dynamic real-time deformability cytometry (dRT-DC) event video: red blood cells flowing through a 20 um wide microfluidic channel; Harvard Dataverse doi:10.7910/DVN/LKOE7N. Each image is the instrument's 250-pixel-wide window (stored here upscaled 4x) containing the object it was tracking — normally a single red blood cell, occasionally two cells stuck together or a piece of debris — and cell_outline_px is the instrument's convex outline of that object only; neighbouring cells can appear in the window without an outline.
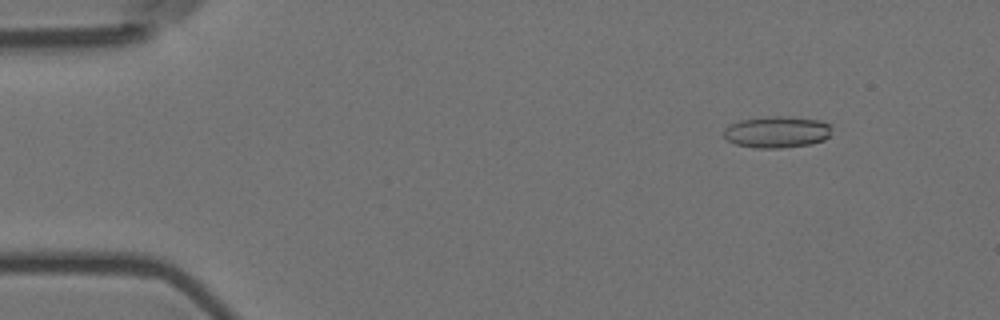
{"species": "Egyptian fruit bat (a non-hibernating species)", "species_latin": "Rousettus aegyptiacus", "temperature_condition": "room temperature", "stored_images_in_passage": 6, "camera_frame_rate_fps": 3000, "um_per_image_px": 0.085, "animal": {"sex": "female"}, "frame": {"image": 1, "passage_image": 2, "time_ms": 0.333, "image_size_px": [1000, 320], "cell_outline_px": [[832, 128], [828, 136], [824, 140], [812, 144], [780, 148], [756, 148], [736, 144], [728, 140], [724, 136], [724, 128], [728, 124], [740, 120], [768, 116], [788, 116], [820, 120], [828, 124]], "centroid_in_image_um": [66.03, 11.21], "position_along_channel_um": 19.0, "area_um2": 20.0}}
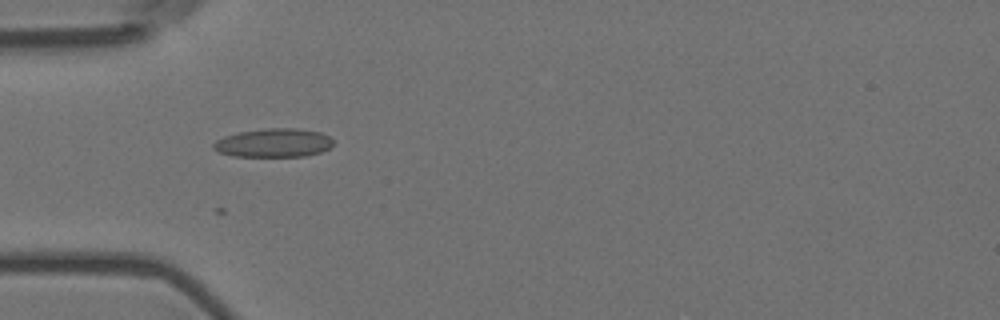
{"frame": {"image": 2, "passage_image": 5, "time_ms": 1.333, "image_size_px": [1000, 320], "cell_outline_px": [[332, 144], [328, 148], [320, 152], [304, 156], [232, 156], [220, 152], [212, 148], [212, 144], [216, 140], [224, 136], [240, 132], [268, 128], [296, 128], [320, 132], [328, 136], [332, 140]], "centroid_in_image_um": [23.23, 12.14], "position_along_channel_um": 61.8, "area_um2": 19.83}}
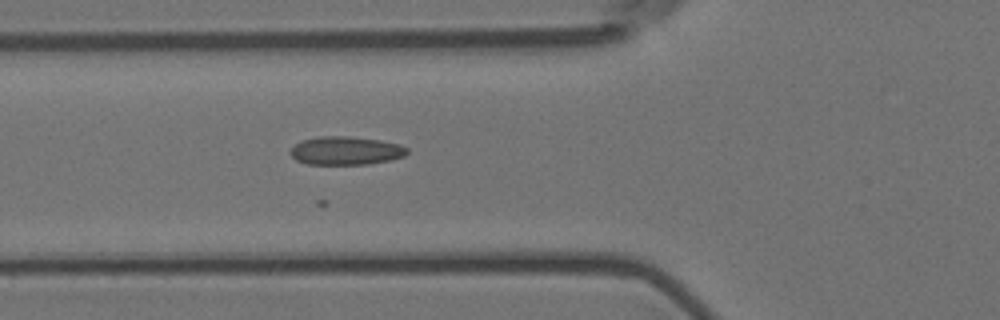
{"frame": {"image": 3, "passage_image": 6, "time_ms": 1.667, "image_size_px": [1000, 320], "cell_outline_px": [[408, 152], [404, 156], [388, 160], [368, 164], [308, 164], [296, 160], [288, 152], [296, 144], [304, 140], [320, 136], [348, 136], [380, 140], [400, 144], [408, 148]], "centroid_in_image_um": [29.4, 12.8], "position_along_channel_um": 96.4, "area_um2": 19.19}}